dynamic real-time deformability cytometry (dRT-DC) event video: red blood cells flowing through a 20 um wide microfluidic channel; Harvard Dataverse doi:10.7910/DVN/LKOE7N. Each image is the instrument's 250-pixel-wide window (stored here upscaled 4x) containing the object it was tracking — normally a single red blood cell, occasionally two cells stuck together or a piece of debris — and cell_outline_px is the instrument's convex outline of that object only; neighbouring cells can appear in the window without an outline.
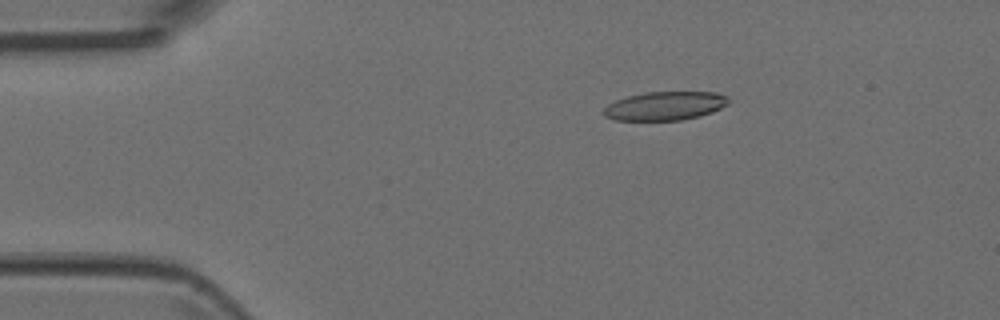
{"species": "Egyptian fruit bat (a non-hibernating species)", "species_latin": "Rousettus aegyptiacus", "temperature_condition": "room temperature", "stored_images_in_passage": 8, "camera_frame_rate_fps": 3000, "um_per_image_px": 0.085, "animal": {"sex": "female"}, "frame": {"image": 1, "passage_image": 3, "time_ms": 0.667, "image_size_px": [1000, 320], "cell_outline_px": [[728, 104], [712, 112], [700, 116], [680, 120], [612, 120], [604, 116], [604, 108], [608, 104], [616, 100], [628, 96], [644, 92], [716, 92], [728, 96]], "centroid_in_image_um": [56.52, 9.0], "position_along_channel_um": 28.5, "area_um2": 20.87}}
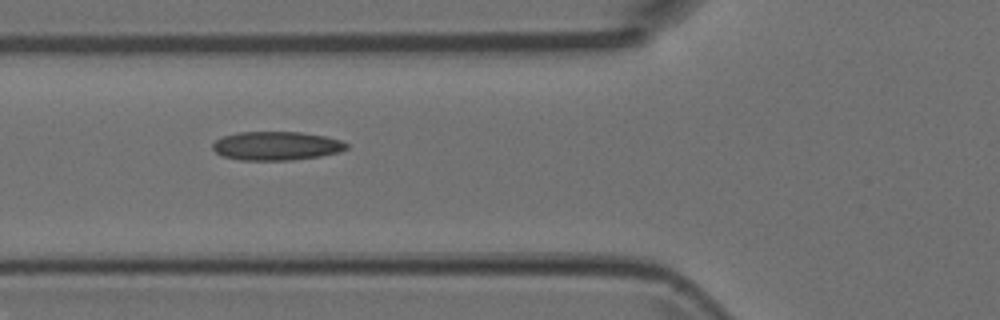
{"frame": {"image": 2, "passage_image": 6, "time_ms": 1.667, "image_size_px": [1000, 320], "cell_outline_px": [[348, 148], [340, 152], [320, 156], [292, 160], [240, 160], [224, 156], [216, 152], [212, 148], [212, 144], [216, 140], [224, 136], [236, 132], [300, 132], [324, 136], [340, 140], [348, 144]], "centroid_in_image_um": [23.5, 12.4], "position_along_channel_um": 102.3, "area_um2": 22.37}}
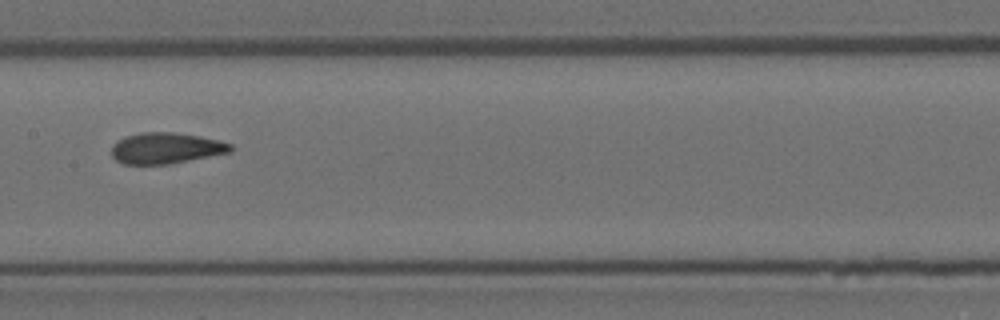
{"frame": {"image": 3, "passage_image": 8, "time_ms": 2.333, "image_size_px": [1000, 320], "cell_outline_px": [[232, 152], [168, 164], [124, 164], [116, 160], [112, 156], [112, 144], [116, 140], [124, 136], [140, 132], [176, 132], [200, 136], [220, 140], [232, 144]], "centroid_in_image_um": [14.1, 12.58], "position_along_channel_um": 193.3, "area_um2": 21.73}}